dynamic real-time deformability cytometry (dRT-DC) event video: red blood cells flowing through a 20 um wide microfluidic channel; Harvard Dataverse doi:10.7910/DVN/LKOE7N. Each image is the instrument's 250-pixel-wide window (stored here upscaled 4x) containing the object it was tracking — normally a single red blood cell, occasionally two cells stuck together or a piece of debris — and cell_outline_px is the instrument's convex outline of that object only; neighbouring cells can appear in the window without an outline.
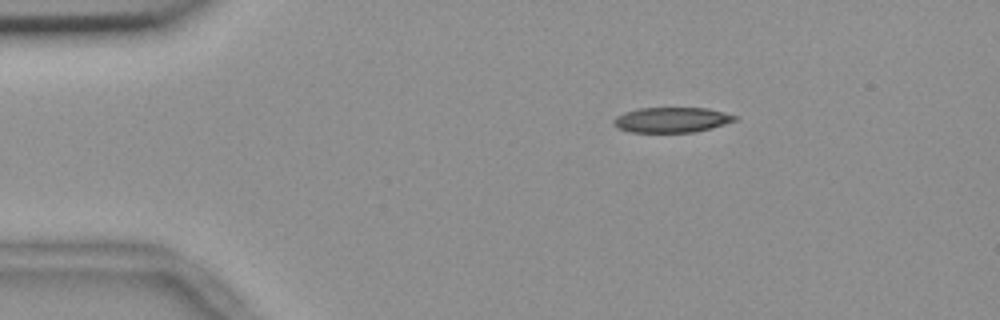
{"species": "common noctule bat (a hibernating species)", "species_latin": "Nyctalus noctula", "temperature_condition": "room temperature", "stored_images_in_passage": 46, "camera_frame_rate_fps": 3000, "um_per_image_px": 0.085, "animal": {"sex": "female", "body_mass_g": 18.4}, "frame": {"image": 1, "passage_image": 1, "time_ms": 0.0, "image_size_px": [1000, 320], "cell_outline_px": [[740, 120], [712, 128], [696, 132], [628, 132], [616, 128], [612, 124], [612, 120], [616, 116], [624, 112], [636, 108], [708, 108], [724, 112], [736, 116]], "centroid_in_image_um": [57.08, 10.19], "position_along_channel_um": 27.9, "area_um2": 18.15}}
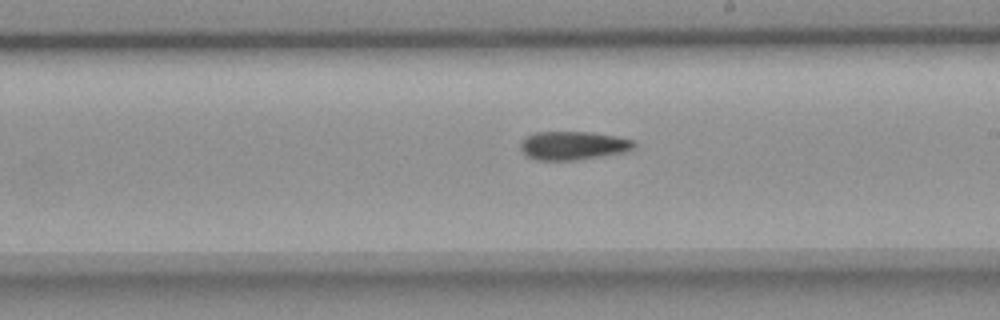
{"frame": {"image": 2, "passage_image": 23, "time_ms": 7.333, "image_size_px": [1000, 320], "cell_outline_px": [[636, 148], [624, 152], [576, 160], [536, 160], [528, 156], [520, 148], [520, 144], [528, 136], [536, 132], [592, 132], [616, 136], [636, 140]], "centroid_in_image_um": [48.78, 12.37], "position_along_channel_um": 240.2, "area_um2": 18.84}}
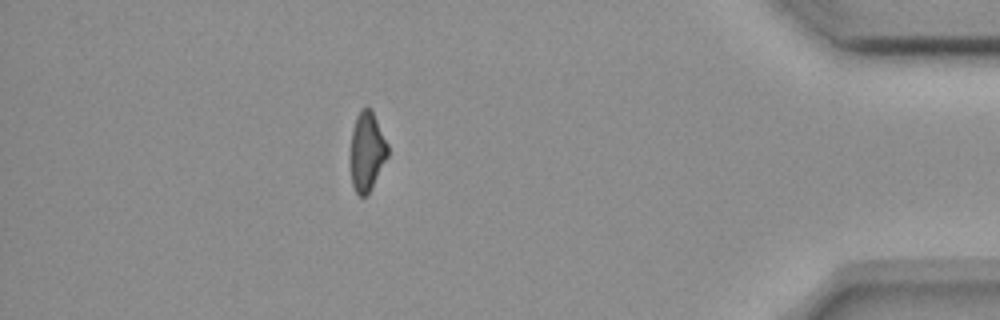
{"frame": {"image": 3, "passage_image": 40, "time_ms": 13.0, "image_size_px": [1000, 320], "cell_outline_px": [[388, 156], [368, 196], [360, 196], [356, 192], [352, 184], [348, 156], [352, 128], [356, 116], [360, 108], [372, 108], [388, 144]], "centroid_in_image_um": [31.15, 12.87], "position_along_channel_um": 404.0, "area_um2": 17.92}}